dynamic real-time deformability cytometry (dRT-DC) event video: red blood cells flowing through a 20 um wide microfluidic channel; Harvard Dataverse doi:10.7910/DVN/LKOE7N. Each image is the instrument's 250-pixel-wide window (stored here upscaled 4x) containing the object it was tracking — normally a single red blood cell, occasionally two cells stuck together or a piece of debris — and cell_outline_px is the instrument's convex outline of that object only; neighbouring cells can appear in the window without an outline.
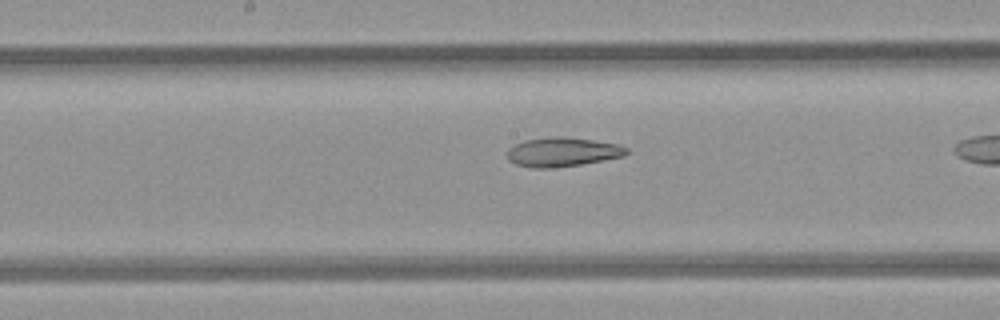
{"species": "common noctule bat (a hibernating species)", "species_latin": "Nyctalus noctula", "temperature_condition": "room temperature", "stored_images_in_passage": 7, "segment_of_instrument_passage": [2, 2], "camera_frame_rate_fps": 3000, "um_per_image_px": 0.085, "animal": {"sex": "female", "body_mass_g": 21.9}, "frame": {"image": 1, "passage_image": 7, "time_ms": 2.0, "image_size_px": [1000, 320], "cell_outline_px": [[628, 152], [624, 156], [580, 164], [548, 168], [532, 168], [516, 164], [508, 160], [508, 148], [512, 144], [524, 140], [556, 136], [564, 136], [620, 144], [628, 148]], "centroid_in_image_um": [47.79, 12.91], "position_along_channel_um": 200.4, "area_um2": 20.29}}